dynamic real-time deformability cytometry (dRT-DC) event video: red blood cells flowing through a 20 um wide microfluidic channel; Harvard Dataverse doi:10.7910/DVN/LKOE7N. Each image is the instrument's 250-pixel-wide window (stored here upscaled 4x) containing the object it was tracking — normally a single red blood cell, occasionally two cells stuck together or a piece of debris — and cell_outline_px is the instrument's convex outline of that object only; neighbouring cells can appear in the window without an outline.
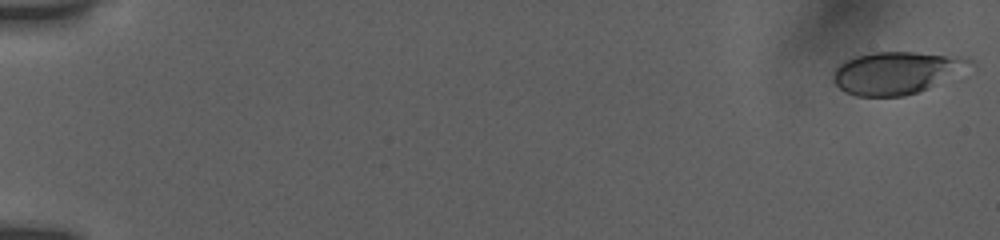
{"species": "human", "species_latin": "Homo sapiens", "temperature_condition": "room temperature", "stored_images_in_passage": 32, "camera_frame_rate_fps": 3000, "um_per_image_px": 0.085, "donor": {"sex": "female"}, "frame": {"image": 1, "passage_image": 1, "time_ms": 0.0, "image_size_px": [1000, 240], "cell_outline_px": [[972, 60], [928, 88], [904, 96], [856, 96], [844, 92], [832, 80], [832, 76], [836, 68], [840, 64], [856, 56], [872, 52], [912, 52], [944, 56]], "centroid_in_image_um": [75.94, 6.21], "position_along_channel_um": 9.1, "area_um2": 31.96}}
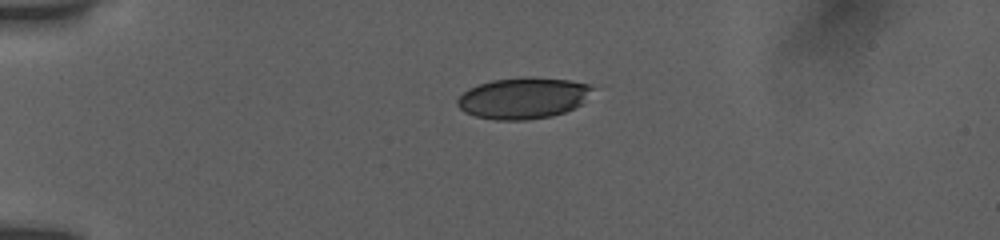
{"frame": {"image": 2, "passage_image": 27, "time_ms": 4.333, "image_size_px": [1000, 240], "cell_outline_px": [[596, 88], [580, 104], [564, 112], [552, 116], [528, 120], [496, 120], [476, 116], [464, 112], [456, 104], [456, 100], [468, 88], [492, 80], [528, 76], [568, 80], [588, 84]], "centroid_in_image_um": [44.46, 8.33], "position_along_channel_um": 40.5, "area_um2": 32.48}}